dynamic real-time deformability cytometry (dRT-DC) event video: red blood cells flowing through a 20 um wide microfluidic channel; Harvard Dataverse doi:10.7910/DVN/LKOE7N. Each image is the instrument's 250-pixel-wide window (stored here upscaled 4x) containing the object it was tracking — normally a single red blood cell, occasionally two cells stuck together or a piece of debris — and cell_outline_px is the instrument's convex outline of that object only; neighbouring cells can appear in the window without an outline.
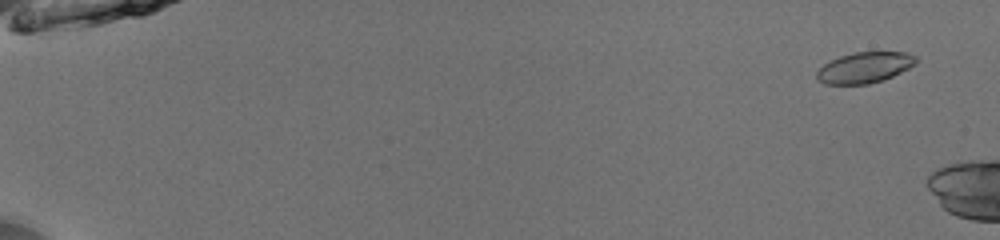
{"species": "common noctule bat (a hibernating species)", "species_latin": "Nyctalus noctula", "temperature_condition": "room temperature", "stored_images_in_passage": 10, "camera_frame_rate_fps": 3000, "um_per_image_px": 0.085, "animal": {"sex": "male", "body_mass_g": 13.0, "forearm_length_mm": 53.1}, "frame": {"image": 1, "passage_image": 4, "time_ms": 1.0, "image_size_px": [1000, 240], "cell_outline_px": [[916, 64], [884, 80], [868, 84], [824, 84], [816, 80], [816, 72], [824, 64], [840, 56], [856, 52], [908, 52], [916, 56]], "centroid_in_image_um": [73.48, 5.75], "position_along_channel_um": 11.5, "area_um2": 17.8}}